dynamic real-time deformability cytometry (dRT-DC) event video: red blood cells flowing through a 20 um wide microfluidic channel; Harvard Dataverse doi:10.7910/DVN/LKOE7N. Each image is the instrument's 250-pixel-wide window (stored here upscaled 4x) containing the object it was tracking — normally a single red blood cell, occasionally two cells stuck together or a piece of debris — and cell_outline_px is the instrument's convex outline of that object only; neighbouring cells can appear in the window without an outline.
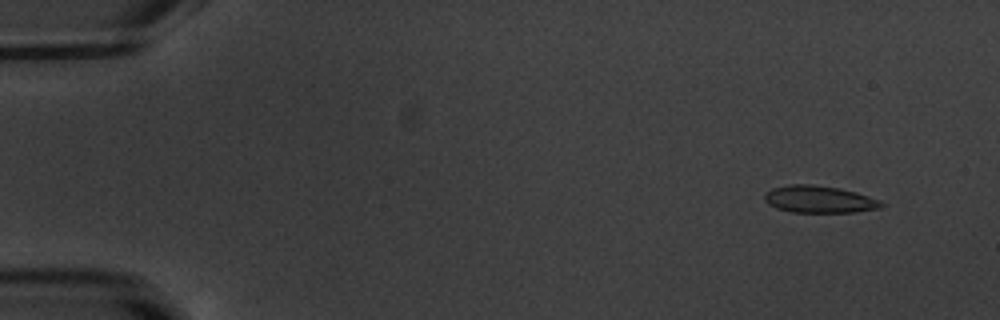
{"species": "common noctule bat (a hibernating species)", "species_latin": "Nyctalus noctula", "temperature_condition": "warm", "stored_images_in_passage": 53, "camera_frame_rate_fps": 3000, "um_per_image_px": 0.085, "animal": {"sex": "male", "body_mass_g": 20.1, "forearm_length_mm": 53.5}, "frame": {"image": 1, "passage_image": 4, "time_ms": 1.0, "image_size_px": [1000, 320], "cell_outline_px": [[888, 204], [880, 208], [852, 212], [792, 212], [776, 208], [768, 204], [764, 200], [764, 196], [772, 188], [788, 184], [808, 184], [840, 188], [856, 192], [880, 200]], "centroid_in_image_um": [69.65, 16.94], "position_along_channel_um": 15.3, "area_um2": 18.5}}
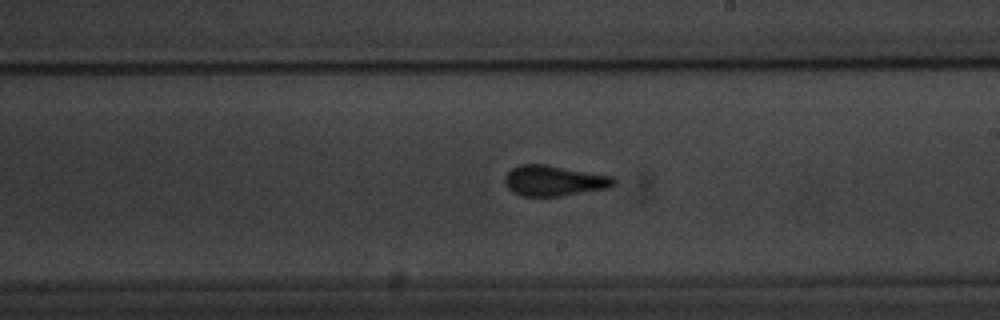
{"frame": {"image": 2, "passage_image": 31, "time_ms": 10.0, "image_size_px": [1000, 320], "cell_outline_px": [[616, 184], [608, 188], [560, 196], [520, 196], [512, 192], [504, 184], [504, 176], [512, 168], [520, 164], [544, 164], [616, 176]], "centroid_in_image_um": [47.1, 15.35], "position_along_channel_um": 241.9, "area_um2": 19.65}}
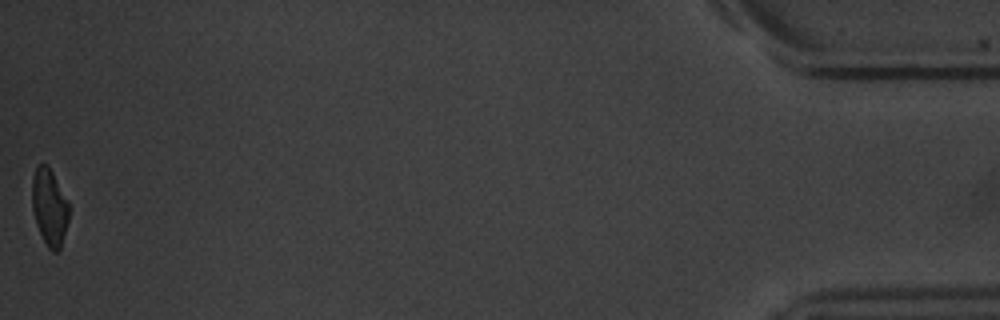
{"frame": {"image": 3, "passage_image": 53, "time_ms": 17.333, "image_size_px": [1000, 320], "cell_outline_px": [[68, 220], [60, 248], [56, 252], [52, 252], [48, 248], [36, 224], [32, 208], [32, 176], [36, 168], [40, 164], [48, 164], [68, 200]], "centroid_in_image_um": [4.19, 17.58], "position_along_channel_um": 431.0, "area_um2": 16.42}, "authors_computed_cell_mechanics": {"area_um2": 18.5538, "velocity_mm_per_s": 3.8209, "shape_relaxation_time_tau1_ms": 3.5231, "shape_relaxation_time_tau2_ms": 0.9196, "deformation_change_tau1": 0.132, "deformation_change_tau2": 0.0782}}